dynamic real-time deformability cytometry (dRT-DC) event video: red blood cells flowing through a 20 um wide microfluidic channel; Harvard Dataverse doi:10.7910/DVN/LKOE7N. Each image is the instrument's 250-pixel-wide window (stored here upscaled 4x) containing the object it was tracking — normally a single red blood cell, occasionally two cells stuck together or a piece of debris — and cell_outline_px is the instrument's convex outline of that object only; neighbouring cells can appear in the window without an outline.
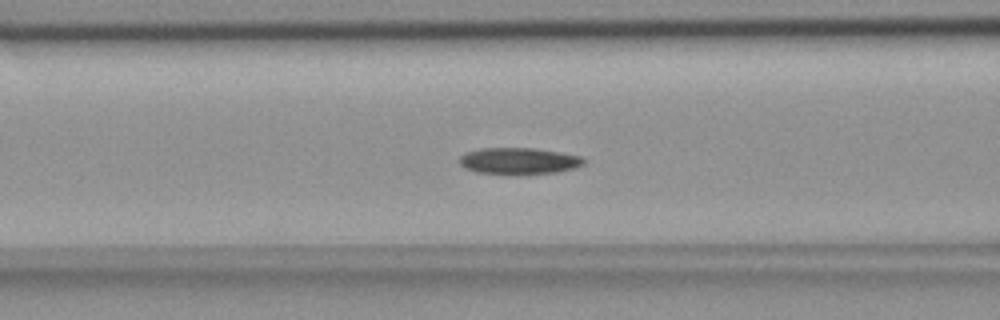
{"species": "common noctule bat (a hibernating species)", "species_latin": "Nyctalus noctula", "temperature_condition": "room temperature", "stored_images_in_passage": 41, "camera_frame_rate_fps": 3000, "um_per_image_px": 0.085, "animal": {"sex": "female", "body_mass_g": 18.4}, "frame": {"image": 1, "passage_image": 16, "time_ms": 5.0, "image_size_px": [1000, 320], "cell_outline_px": [[588, 160], [584, 164], [576, 168], [556, 172], [520, 176], [508, 176], [476, 172], [464, 168], [460, 164], [460, 156], [464, 152], [480, 148], [536, 148], [560, 152], [580, 156]], "centroid_in_image_um": [44.1, 13.71], "position_along_channel_um": 122.5, "area_um2": 20.06}}
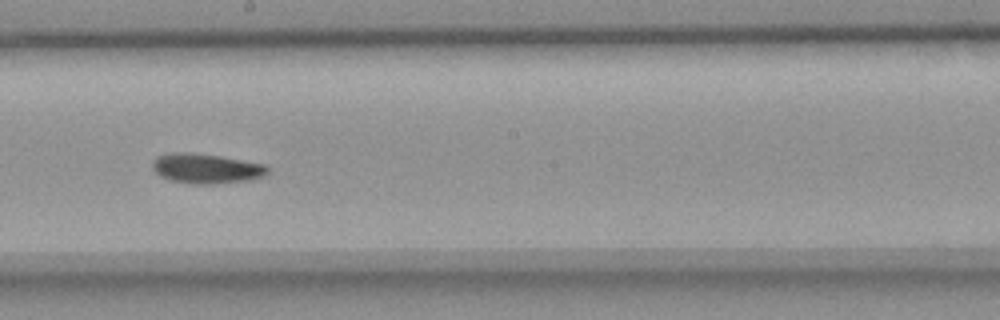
{"frame": {"image": 2, "passage_image": 25, "time_ms": 8.0, "image_size_px": [1000, 320], "cell_outline_px": [[268, 172], [264, 176], [248, 180], [212, 184], [192, 184], [168, 180], [160, 176], [152, 168], [152, 160], [156, 156], [172, 152], [192, 152], [220, 156], [264, 164], [268, 168]], "centroid_in_image_um": [17.47, 14.32], "position_along_channel_um": 230.7, "area_um2": 20.17}}
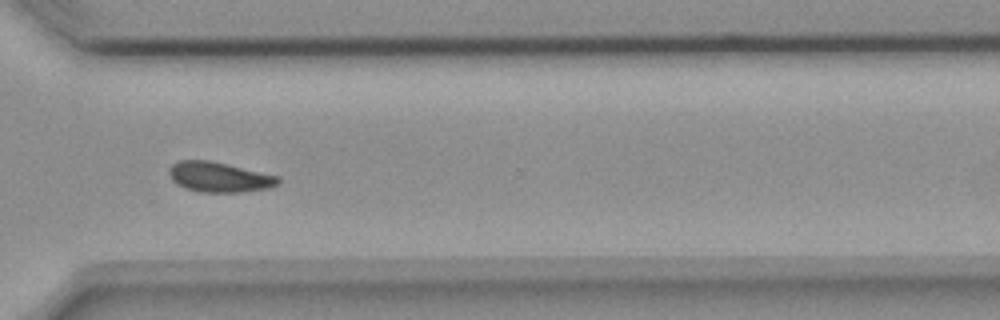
{"frame": {"image": 3, "passage_image": 35, "time_ms": 11.333, "image_size_px": [1000, 320], "cell_outline_px": [[280, 184], [268, 188], [240, 192], [200, 192], [184, 188], [176, 184], [172, 180], [168, 172], [168, 168], [172, 164], [180, 160], [208, 160], [228, 164], [280, 176]], "centroid_in_image_um": [18.63, 15.05], "position_along_channel_um": 352.0, "area_um2": 19.31}, "authors_computed_cell_mechanics": {"area_um2": 19.1896, "velocity_mm_per_s": 3.6251, "shape_relaxation_time_tau1_ms": 11.115, "shape_relaxation_time_tau2_ms": null, "deformation_change_tau1": 0.1823, "deformation_change_tau2": null}}